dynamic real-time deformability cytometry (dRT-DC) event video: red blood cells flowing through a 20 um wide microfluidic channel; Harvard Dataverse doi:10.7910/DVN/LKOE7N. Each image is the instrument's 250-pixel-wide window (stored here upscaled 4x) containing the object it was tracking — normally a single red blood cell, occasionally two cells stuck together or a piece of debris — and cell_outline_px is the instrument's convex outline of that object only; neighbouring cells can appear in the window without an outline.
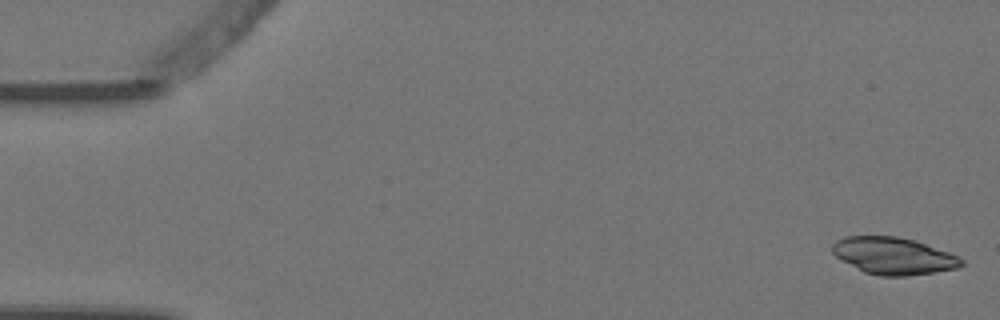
{"species": "Egyptian fruit bat (a non-hibernating species)", "species_latin": "Rousettus aegyptiacus", "temperature_condition": "warm", "stored_images_in_passage": 4, "camera_frame_rate_fps": 3000, "um_per_image_px": 0.085, "animal": {"sex": "female"}, "frame": {"image": 1, "passage_image": 1, "time_ms": 0.0, "image_size_px": [1000, 320], "cell_outline_px": [[964, 264], [960, 268], [908, 276], [880, 276], [864, 272], [840, 260], [832, 252], [832, 244], [836, 240], [844, 236], [896, 236], [912, 240], [960, 256], [964, 260]], "centroid_in_image_um": [75.94, 21.76], "position_along_channel_um": 9.1, "area_um2": 27.92}}